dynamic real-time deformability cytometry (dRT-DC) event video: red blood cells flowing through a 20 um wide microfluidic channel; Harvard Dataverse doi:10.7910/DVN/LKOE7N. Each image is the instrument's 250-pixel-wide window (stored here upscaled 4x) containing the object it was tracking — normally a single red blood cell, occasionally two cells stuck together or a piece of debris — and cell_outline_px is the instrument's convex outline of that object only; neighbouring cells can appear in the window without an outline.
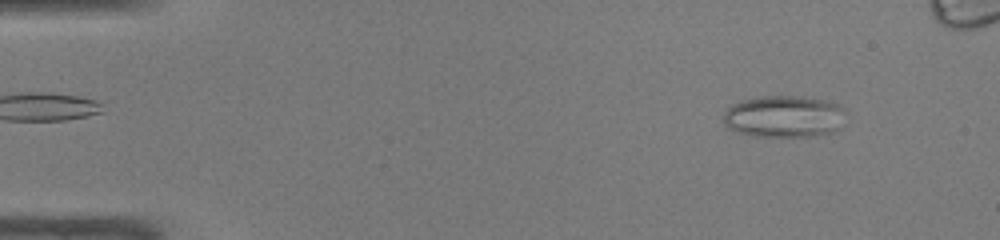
{"species": "common noctule bat (a hibernating species)", "species_latin": "Nyctalus noctula", "temperature_condition": "warm", "stored_images_in_passage": 43, "camera_frame_rate_fps": 3000, "um_per_image_px": 0.085, "animal": {"sex": "male", "body_mass_g": 19.0, "forearm_length_mm": 50.8}, "frame": {"image": 1, "passage_image": 4, "time_ms": 1.0, "image_size_px": [1000, 240], "cell_outline_px": [[848, 112], [840, 128], [832, 132], [812, 136], [748, 136], [736, 132], [728, 128], [724, 124], [724, 112], [732, 104], [740, 100], [760, 96], [800, 96], [828, 100], [840, 104], [848, 108]], "centroid_in_image_um": [66.69, 9.89], "position_along_channel_um": 18.3, "area_um2": 30.63}}
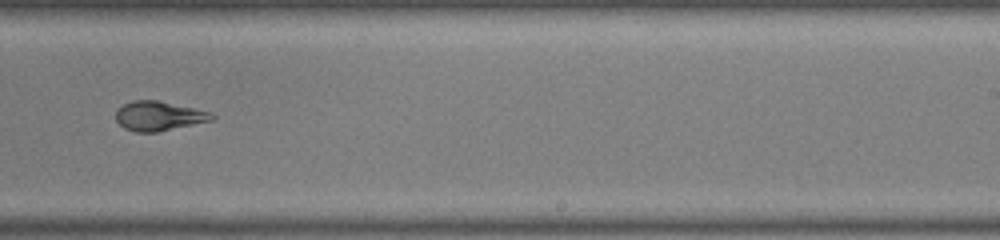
{"frame": {"image": 2, "passage_image": 29, "time_ms": 9.333, "image_size_px": [1000, 240], "cell_outline_px": [[216, 116], [212, 120], [156, 132], [136, 132], [124, 128], [116, 120], [116, 108], [132, 100], [156, 100], [212, 112]], "centroid_in_image_um": [13.47, 9.85], "position_along_channel_um": 275.5, "area_um2": 16.36}}
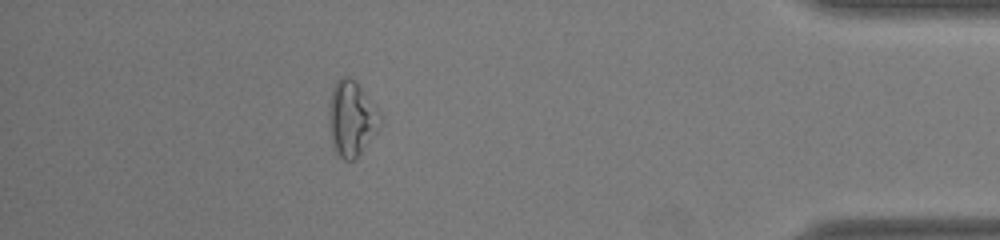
{"frame": {"image": 3, "passage_image": 41, "time_ms": 13.333, "image_size_px": [1000, 240], "cell_outline_px": [[384, 116], [380, 128], [356, 160], [344, 160], [332, 148], [328, 120], [328, 112], [332, 88], [336, 80], [340, 76], [348, 76], [356, 80]], "centroid_in_image_um": [29.9, 10.07], "position_along_channel_um": 405.3, "area_um2": 23.29}}